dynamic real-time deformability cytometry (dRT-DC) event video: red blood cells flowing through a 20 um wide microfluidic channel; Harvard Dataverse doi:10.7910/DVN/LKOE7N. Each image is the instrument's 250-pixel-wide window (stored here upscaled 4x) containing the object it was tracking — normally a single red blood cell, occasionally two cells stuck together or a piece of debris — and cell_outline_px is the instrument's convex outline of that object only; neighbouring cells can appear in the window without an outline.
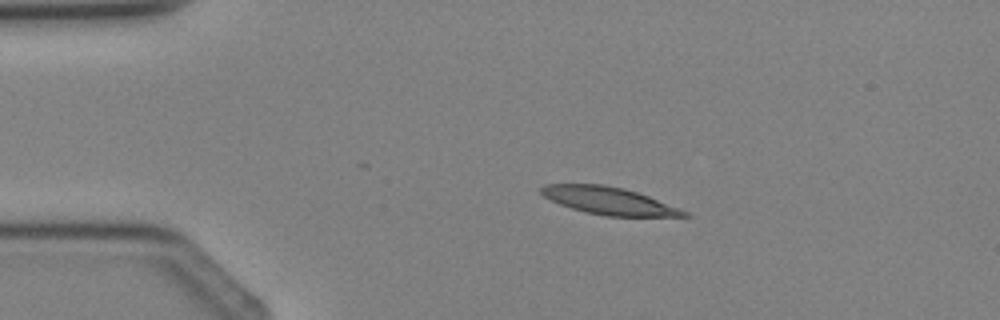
{"species": "Egyptian fruit bat (a non-hibernating species)", "species_latin": "Rousettus aegyptiacus", "temperature_condition": "cold", "stored_images_in_passage": 3, "segment_of_instrument_passage": [1, 2], "camera_frame_rate_fps": 3000, "um_per_image_px": 0.085, "animal": {"sex": "female"}, "frame": {"image": 1, "passage_image": 1, "time_ms": 0.0, "image_size_px": [1000, 320], "cell_outline_px": [[692, 216], [608, 216], [588, 212], [572, 208], [560, 204], [544, 196], [540, 192], [540, 188], [544, 184], [604, 184], [624, 188], [648, 196], [680, 208], [688, 212]], "centroid_in_image_um": [51.76, 17.05], "position_along_channel_um": 33.2, "area_um2": 22.54}}